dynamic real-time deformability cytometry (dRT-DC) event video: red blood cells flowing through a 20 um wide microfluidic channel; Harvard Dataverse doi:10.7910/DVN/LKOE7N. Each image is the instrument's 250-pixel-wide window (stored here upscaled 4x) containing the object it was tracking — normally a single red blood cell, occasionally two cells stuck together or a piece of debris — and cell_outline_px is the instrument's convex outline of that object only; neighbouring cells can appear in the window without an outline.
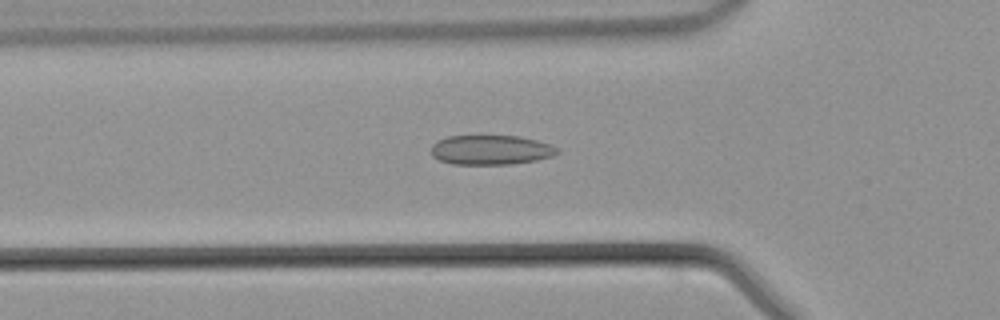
{"species": "common noctule bat (a hibernating species)", "species_latin": "Nyctalus noctula", "temperature_condition": "warm", "stored_images_in_passage": 37, "camera_frame_rate_fps": 3000, "um_per_image_px": 0.085, "animal": {"sex": "male", "body_mass_g": 21.5, "forearm_length_mm": 52.0}, "frame": {"image": 1, "passage_image": 10, "time_ms": 3.0, "image_size_px": [1000, 320], "cell_outline_px": [[560, 152], [552, 156], [536, 160], [512, 164], [452, 164], [440, 160], [432, 156], [432, 144], [436, 140], [448, 136], [520, 136], [536, 140], [560, 148]], "centroid_in_image_um": [41.72, 12.74], "position_along_channel_um": 84.1, "area_um2": 21.79}}
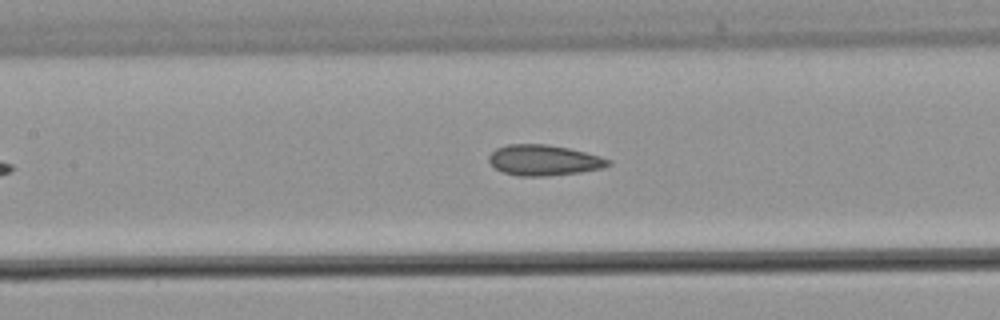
{"frame": {"image": 2, "passage_image": 15, "time_ms": 4.667, "image_size_px": [1000, 320], "cell_outline_px": [[612, 164], [600, 168], [580, 172], [548, 176], [516, 176], [504, 172], [496, 168], [488, 160], [488, 156], [496, 148], [508, 144], [544, 144], [568, 148], [600, 156], [612, 160]], "centroid_in_image_um": [46.22, 13.62], "position_along_channel_um": 161.2, "area_um2": 21.21}}
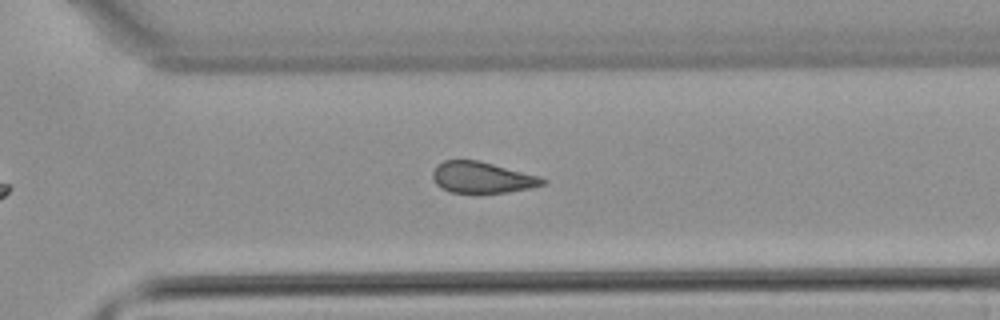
{"frame": {"image": 3, "passage_image": 26, "time_ms": 8.333, "image_size_px": [1000, 320], "cell_outline_px": [[548, 184], [532, 188], [508, 192], [452, 192], [440, 188], [436, 184], [432, 176], [432, 172], [436, 164], [444, 160], [480, 160], [540, 176], [548, 180]], "centroid_in_image_um": [41.01, 15.07], "position_along_channel_um": 329.6, "area_um2": 20.23}}